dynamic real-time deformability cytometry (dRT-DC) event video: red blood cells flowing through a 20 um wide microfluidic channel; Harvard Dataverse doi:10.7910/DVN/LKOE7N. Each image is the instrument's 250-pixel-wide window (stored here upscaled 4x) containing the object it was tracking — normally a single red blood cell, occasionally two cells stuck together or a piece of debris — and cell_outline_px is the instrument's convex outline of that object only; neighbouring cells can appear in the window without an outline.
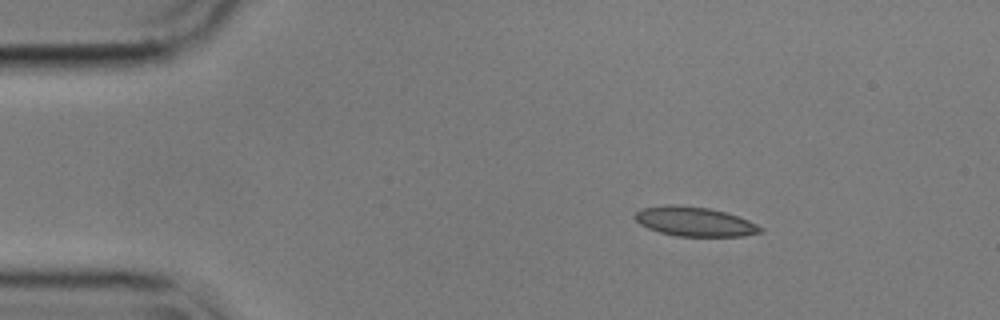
{"species": "common noctule bat (a hibernating species)", "species_latin": "Nyctalus noctula", "temperature_condition": "cold", "stored_images_in_passage": 19, "camera_frame_rate_fps": 3000, "um_per_image_px": 0.085, "animal": {"sex": "male", "body_mass_g": 17.9}, "frame": {"image": 1, "passage_image": 1, "time_ms": 0.0, "image_size_px": [1000, 320], "cell_outline_px": [[764, 232], [740, 236], [676, 236], [660, 232], [648, 228], [640, 224], [632, 216], [640, 208], [664, 204], [676, 204], [708, 208], [724, 212], [748, 220], [764, 228]], "centroid_in_image_um": [59.0, 18.82], "position_along_channel_um": 26.0, "area_um2": 21.56}}
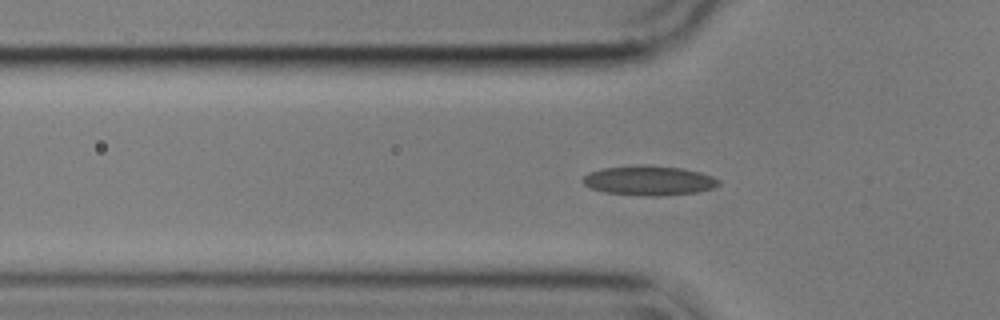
{"frame": {"image": 2, "passage_image": 10, "time_ms": 3.0, "image_size_px": [1000, 320], "cell_outline_px": [[720, 184], [712, 188], [696, 192], [660, 196], [648, 196], [608, 192], [592, 188], [584, 184], [584, 176], [588, 172], [604, 168], [644, 164], [680, 168], [700, 172], [712, 176], [720, 180]], "centroid_in_image_um": [55.19, 15.33], "position_along_channel_um": 70.6, "area_um2": 23.18}}
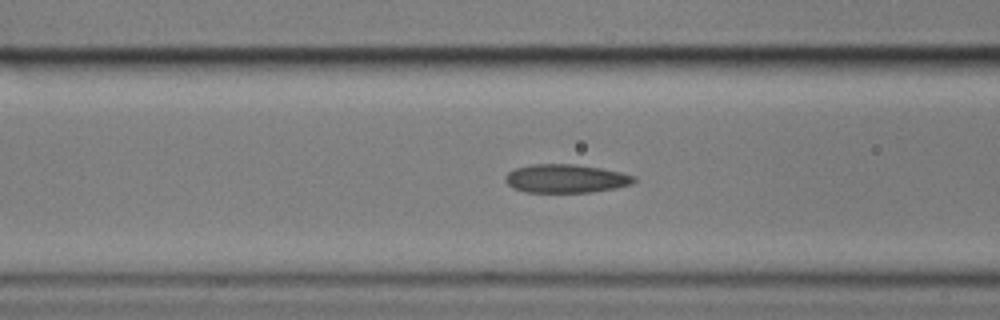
{"frame": {"image": 3, "passage_image": 14, "time_ms": 4.333, "image_size_px": [1000, 320], "cell_outline_px": [[636, 180], [632, 184], [616, 188], [592, 192], [524, 192], [512, 188], [504, 180], [504, 176], [508, 172], [516, 168], [532, 164], [576, 164], [600, 168], [620, 172], [636, 176]], "centroid_in_image_um": [48.09, 15.18], "position_along_channel_um": 118.5, "area_um2": 21.5}}